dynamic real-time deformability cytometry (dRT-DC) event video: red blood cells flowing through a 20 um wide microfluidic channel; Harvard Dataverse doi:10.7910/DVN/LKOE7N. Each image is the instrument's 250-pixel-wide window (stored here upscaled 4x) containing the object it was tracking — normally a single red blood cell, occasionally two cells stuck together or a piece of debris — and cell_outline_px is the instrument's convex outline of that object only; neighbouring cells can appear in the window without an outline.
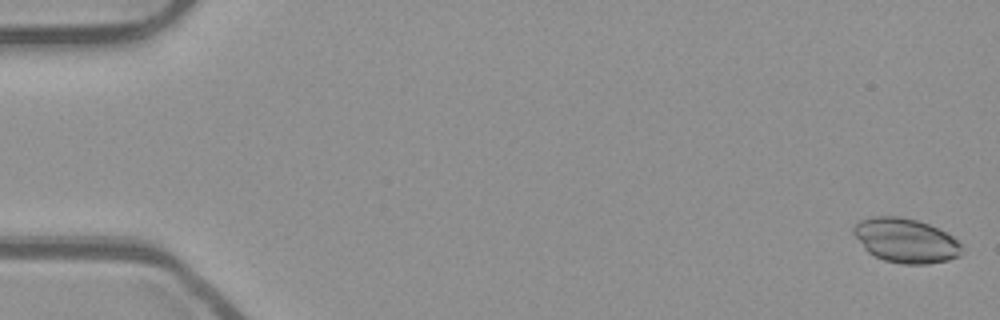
{"species": "common noctule bat (a hibernating species)", "species_latin": "Nyctalus noctula", "temperature_condition": "room temperature", "stored_images_in_passage": 55, "camera_frame_rate_fps": 3000, "um_per_image_px": 0.085, "animal": {"sex": "male", "body_mass_g": 23.1, "forearm_length_mm": 52.7}, "frame": {"image": 1, "passage_image": 2, "time_ms": 0.333, "image_size_px": [1000, 320], "cell_outline_px": [[964, 248], [960, 256], [948, 260], [928, 264], [904, 264], [884, 260], [868, 252], [864, 248], [852, 232], [852, 228], [860, 220], [872, 216], [900, 216], [916, 220], [928, 224], [952, 236]], "centroid_in_image_um": [76.98, 20.44], "position_along_channel_um": 8.0, "area_um2": 27.92}}
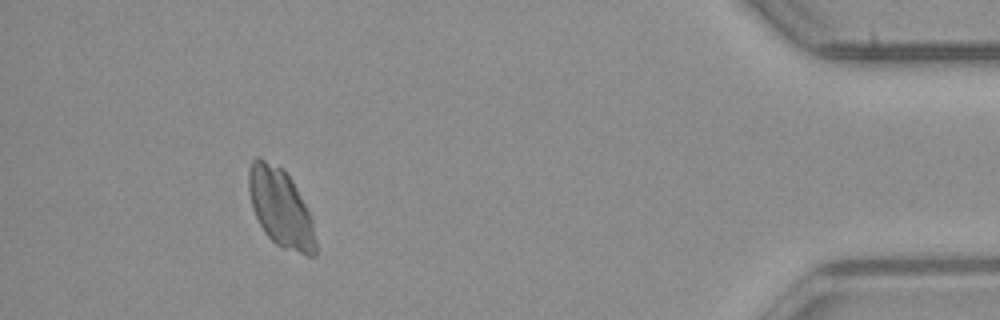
{"frame": {"image": 2, "passage_image": 50, "time_ms": 16.333, "image_size_px": [1000, 320], "cell_outline_px": [[316, 256], [308, 256], [284, 248], [276, 244], [264, 232], [252, 208], [248, 188], [248, 168], [252, 160], [256, 156], [260, 156], [280, 168], [292, 180], [312, 220], [316, 240]], "centroid_in_image_um": [23.83, 17.67], "position_along_channel_um": 411.4, "area_um2": 30.29}}